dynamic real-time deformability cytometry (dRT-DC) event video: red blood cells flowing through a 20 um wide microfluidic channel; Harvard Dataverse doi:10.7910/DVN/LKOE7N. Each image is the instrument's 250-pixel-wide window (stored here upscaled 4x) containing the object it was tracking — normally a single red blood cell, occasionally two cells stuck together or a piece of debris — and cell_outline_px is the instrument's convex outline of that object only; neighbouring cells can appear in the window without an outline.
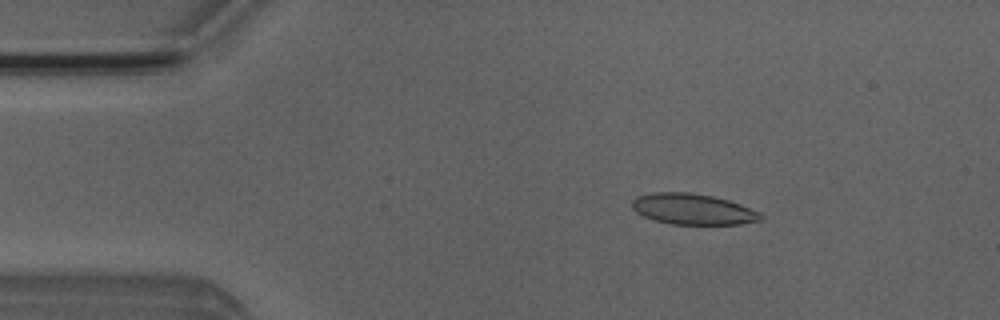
{"species": "Egyptian fruit bat (a non-hibernating species)", "species_latin": "Rousettus aegyptiacus", "temperature_condition": "room temperature", "stored_images_in_passage": 50, "camera_frame_rate_fps": 3000, "um_per_image_px": 0.085, "animal": {"sex": "male"}, "frame": {"image": 1, "passage_image": 7, "time_ms": 2.0, "image_size_px": [1000, 320], "cell_outline_px": [[764, 216], [760, 220], [740, 224], [672, 224], [652, 220], [636, 212], [632, 208], [632, 200], [636, 196], [652, 192], [688, 192], [712, 196], [728, 200], [740, 204], [760, 212]], "centroid_in_image_um": [58.86, 17.77], "position_along_channel_um": 26.1, "area_um2": 23.18}}
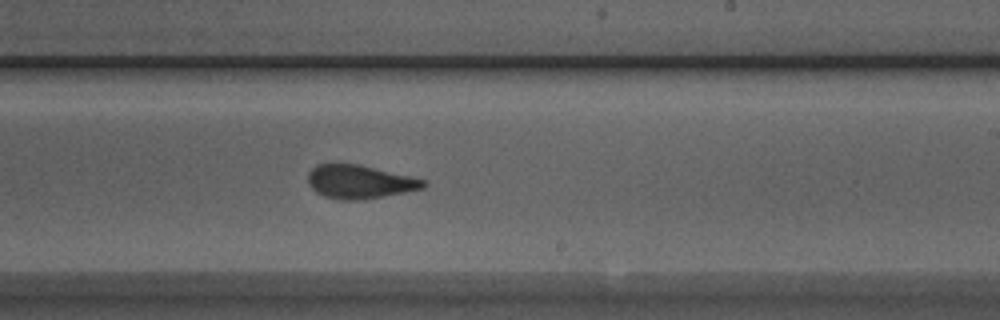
{"frame": {"image": 2, "passage_image": 29, "time_ms": 9.333, "image_size_px": [1000, 320], "cell_outline_px": [[428, 184], [424, 188], [364, 200], [340, 200], [324, 196], [316, 192], [308, 184], [308, 172], [316, 164], [360, 164], [428, 180]], "centroid_in_image_um": [30.59, 15.45], "position_along_channel_um": 258.4, "area_um2": 22.77}}
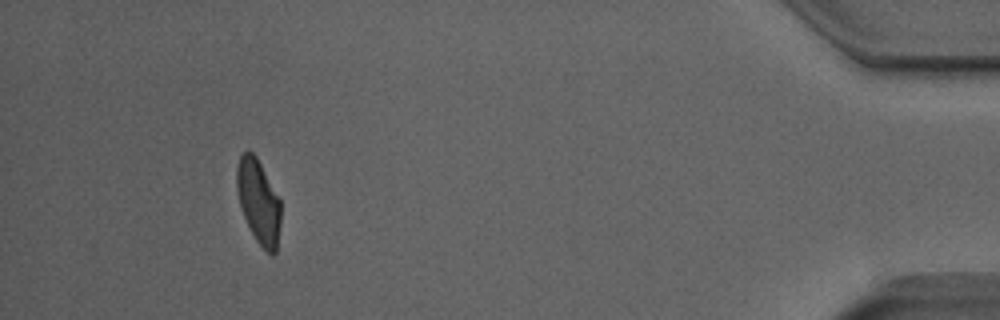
{"frame": {"image": 3, "passage_image": 46, "time_ms": 15.0, "image_size_px": [1000, 320], "cell_outline_px": [[280, 224], [276, 252], [272, 256], [256, 240], [244, 216], [240, 204], [236, 188], [236, 168], [240, 156], [248, 148], [256, 156], [280, 200]], "centroid_in_image_um": [21.96, 17.1], "position_along_channel_um": 413.2, "area_um2": 21.27}, "authors_computed_cell_mechanics": {"area_um2": 22.9466, "velocity_mm_per_s": 3.9726, "shape_relaxation_time_tau1_ms": 5.3123, "shape_relaxation_time_tau2_ms": 1.4866, "deformation_change_tau1": 0.1751, "deformation_change_tau2": 0.0842}}